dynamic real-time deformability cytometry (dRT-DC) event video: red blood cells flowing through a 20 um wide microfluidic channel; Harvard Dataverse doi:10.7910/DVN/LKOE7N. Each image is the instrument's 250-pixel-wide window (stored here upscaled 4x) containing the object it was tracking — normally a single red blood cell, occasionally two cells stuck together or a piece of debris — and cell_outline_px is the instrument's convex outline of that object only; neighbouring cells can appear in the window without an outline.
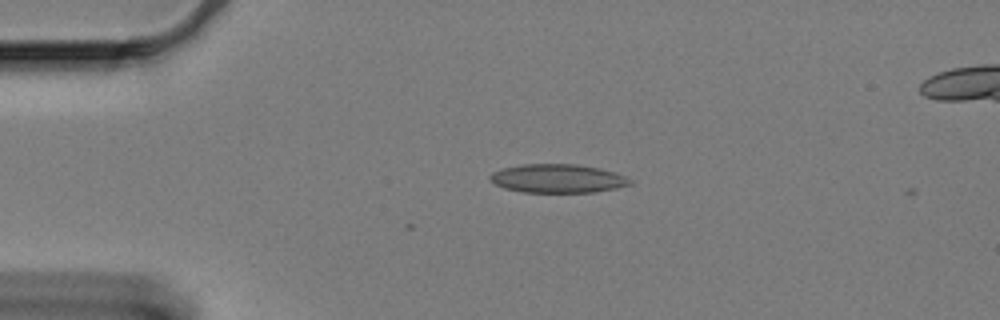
{"species": "Egyptian fruit bat (a non-hibernating species)", "species_latin": "Rousettus aegyptiacus", "temperature_condition": "cold", "stored_images_in_passage": 4, "camera_frame_rate_fps": 3000, "um_per_image_px": 0.085, "animal": {"sex": "female"}, "frame": {"image": 1, "passage_image": 2, "time_ms": 0.333, "image_size_px": [1000, 320], "cell_outline_px": [[632, 184], [616, 188], [596, 192], [524, 192], [504, 188], [488, 180], [488, 176], [492, 172], [504, 168], [524, 164], [576, 164], [600, 168], [616, 172], [632, 180]], "centroid_in_image_um": [47.41, 15.17], "position_along_channel_um": 37.6, "area_um2": 23.41}}